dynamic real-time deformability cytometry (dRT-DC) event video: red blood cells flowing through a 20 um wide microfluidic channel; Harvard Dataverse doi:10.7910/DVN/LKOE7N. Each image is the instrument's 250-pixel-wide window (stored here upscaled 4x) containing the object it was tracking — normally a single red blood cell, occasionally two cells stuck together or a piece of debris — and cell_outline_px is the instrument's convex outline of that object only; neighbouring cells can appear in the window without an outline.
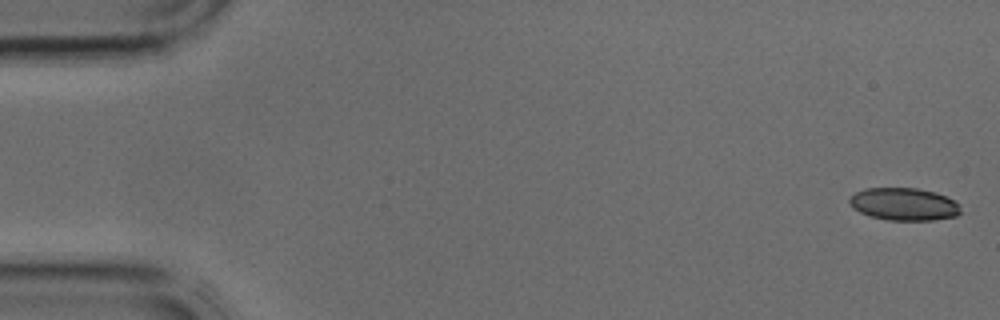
{"species": "common noctule bat (a hibernating species)", "species_latin": "Nyctalus noctula", "temperature_condition": "cold", "stored_images_in_passage": 3, "camera_frame_rate_fps": 3000, "um_per_image_px": 0.085, "animal": {"sex": "male", "body_mass_g": 17.9, "forearm_length_mm": 54.2}, "frame": {"image": 1, "passage_image": 1, "time_ms": 0.0, "image_size_px": [1000, 320], "cell_outline_px": [[960, 212], [956, 216], [932, 220], [888, 220], [868, 216], [852, 208], [848, 200], [856, 192], [864, 188], [916, 188], [936, 192], [960, 204]], "centroid_in_image_um": [76.81, 17.35], "position_along_channel_um": 8.2, "area_um2": 21.1}}
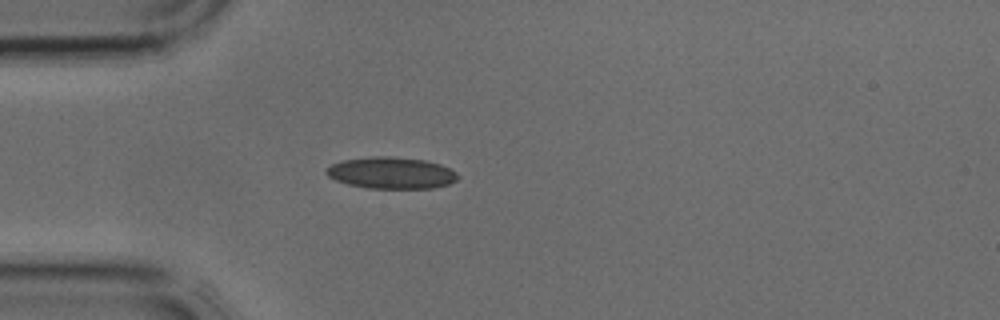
{"frame": {"image": 2, "passage_image": 3, "time_ms": 0.667, "image_size_px": [1000, 320], "cell_outline_px": [[460, 176], [456, 180], [448, 184], [432, 188], [368, 188], [348, 184], [336, 180], [328, 176], [324, 172], [324, 168], [340, 160], [372, 156], [392, 156], [424, 160], [440, 164], [456, 172]], "centroid_in_image_um": [33.22, 14.68], "position_along_channel_um": 51.8, "area_um2": 24.33}}